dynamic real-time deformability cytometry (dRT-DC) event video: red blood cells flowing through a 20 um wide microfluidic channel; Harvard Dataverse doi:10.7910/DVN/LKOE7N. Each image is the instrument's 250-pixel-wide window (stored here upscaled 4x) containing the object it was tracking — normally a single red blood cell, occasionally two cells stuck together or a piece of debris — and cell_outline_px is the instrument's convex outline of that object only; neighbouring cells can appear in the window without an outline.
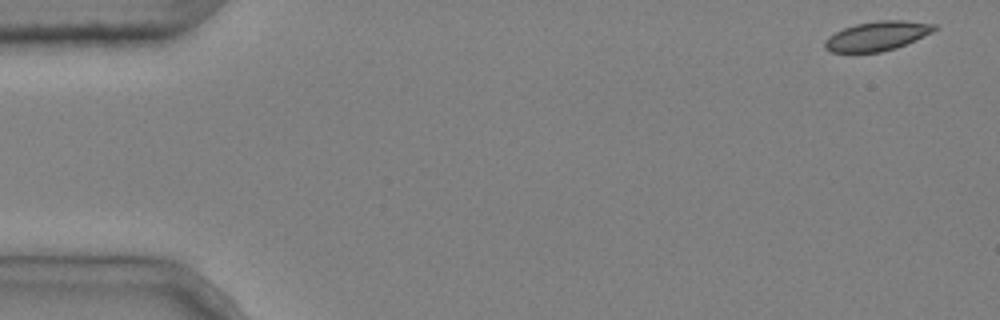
{"species": "common noctule bat (a hibernating species)", "species_latin": "Nyctalus noctula", "temperature_condition": "cold", "stored_images_in_passage": 4, "segment_of_instrument_passage": [1, 2], "camera_frame_rate_fps": 3000, "um_per_image_px": 0.085, "animal": {"sex": "male", "body_mass_g": 20.4}, "frame": {"image": 1, "passage_image": 1, "time_ms": 0.0, "image_size_px": [1000, 320], "cell_outline_px": [[936, 28], [932, 32], [924, 36], [896, 48], [880, 52], [832, 52], [824, 48], [824, 40], [828, 36], [844, 28], [856, 24], [876, 20], [904, 20], [936, 24]], "centroid_in_image_um": [74.54, 3.05], "position_along_channel_um": 10.5, "area_um2": 18.67}}